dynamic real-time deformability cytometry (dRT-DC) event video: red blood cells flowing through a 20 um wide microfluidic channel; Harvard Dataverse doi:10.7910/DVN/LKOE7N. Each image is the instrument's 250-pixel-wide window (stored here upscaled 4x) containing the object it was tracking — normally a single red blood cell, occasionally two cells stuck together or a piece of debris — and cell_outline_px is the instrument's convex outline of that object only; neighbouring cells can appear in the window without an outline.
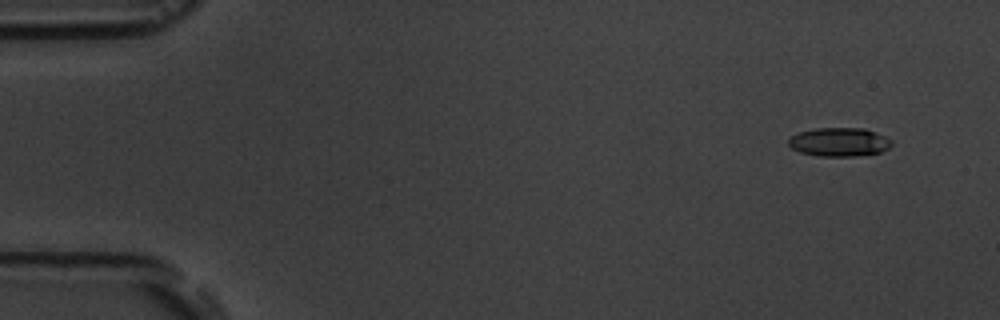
{"species": "common noctule bat (a hibernating species)", "species_latin": "Nyctalus noctula", "temperature_condition": "room temperature", "stored_images_in_passage": 5, "camera_frame_rate_fps": 3000, "um_per_image_px": 0.085, "animal": {"sex": "male", "body_mass_g": 19.5, "forearm_length_mm": 54.6}, "frame": {"image": 1, "passage_image": 1, "time_ms": 0.0, "image_size_px": [1000, 320], "cell_outline_px": [[892, 144], [888, 148], [880, 152], [856, 156], [820, 156], [800, 152], [792, 148], [788, 144], [788, 140], [792, 136], [800, 132], [816, 128], [864, 128], [876, 132], [892, 140]], "centroid_in_image_um": [71.35, 12.07], "position_along_channel_um": 13.7, "area_um2": 17.17}}
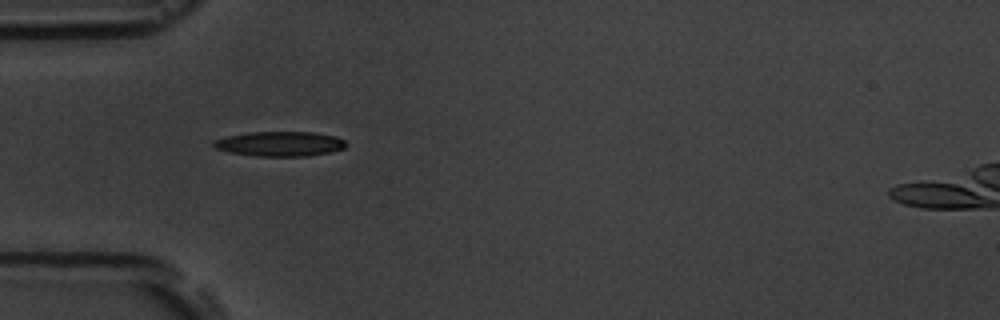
{"frame": {"image": 2, "passage_image": 4, "time_ms": 4.333, "image_size_px": [1000, 320], "cell_outline_px": [[348, 144], [344, 148], [332, 152], [308, 156], [256, 156], [232, 152], [212, 148], [212, 140], [228, 136], [248, 132], [316, 132], [336, 136], [344, 140]], "centroid_in_image_um": [23.81, 12.22], "position_along_channel_um": 61.2, "area_um2": 19.31}}
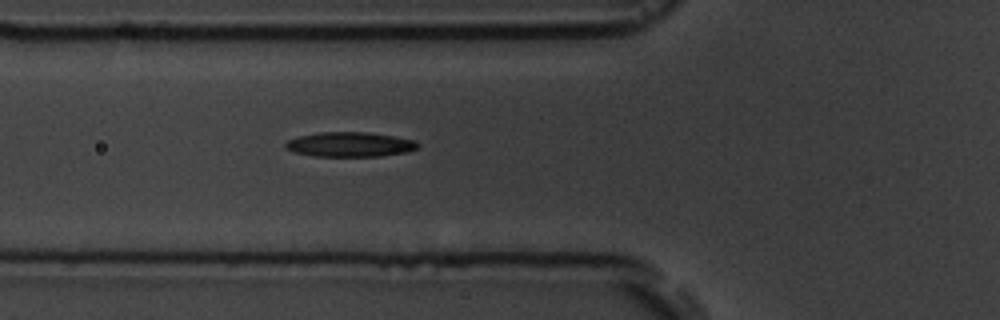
{"frame": {"image": 3, "passage_image": 5, "time_ms": 5.333, "image_size_px": [1000, 320], "cell_outline_px": [[420, 144], [416, 148], [408, 152], [380, 156], [312, 156], [296, 152], [284, 148], [284, 144], [288, 140], [300, 136], [320, 132], [368, 132], [416, 140]], "centroid_in_image_um": [29.75, 12.28], "position_along_channel_um": 96.0, "area_um2": 19.02}}